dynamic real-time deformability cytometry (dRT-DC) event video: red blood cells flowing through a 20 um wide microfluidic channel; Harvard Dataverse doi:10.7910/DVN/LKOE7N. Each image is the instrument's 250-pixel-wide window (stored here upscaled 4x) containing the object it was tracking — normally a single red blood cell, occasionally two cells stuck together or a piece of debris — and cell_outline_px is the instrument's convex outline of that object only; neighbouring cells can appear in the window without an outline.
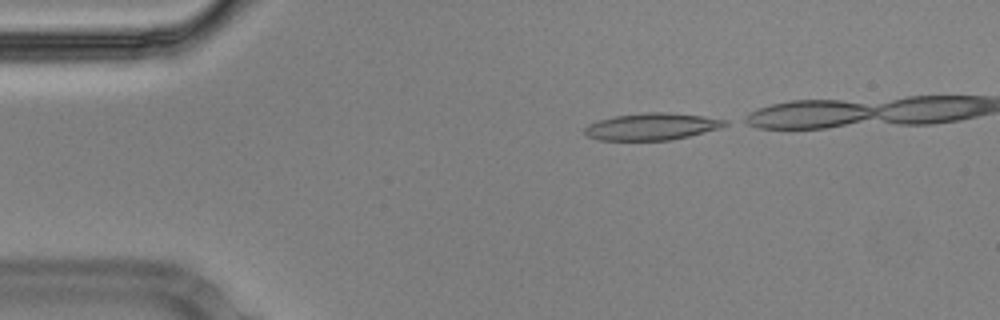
{"species": "Egyptian fruit bat (a non-hibernating species)", "species_latin": "Rousettus aegyptiacus", "temperature_condition": "cold", "stored_images_in_passage": 29, "camera_frame_rate_fps": 3000, "um_per_image_px": 0.085, "animal": {"sex": "male"}, "frame": {"image": 1, "passage_image": 1, "time_ms": 0.0, "image_size_px": [1000, 320], "cell_outline_px": [[728, 124], [720, 128], [688, 136], [668, 140], [596, 140], [588, 136], [584, 132], [584, 128], [588, 124], [600, 120], [616, 116], [648, 112], [664, 112], [700, 116], [728, 120]], "centroid_in_image_um": [55.39, 10.76], "position_along_channel_um": 29.6, "area_um2": 21.73}}
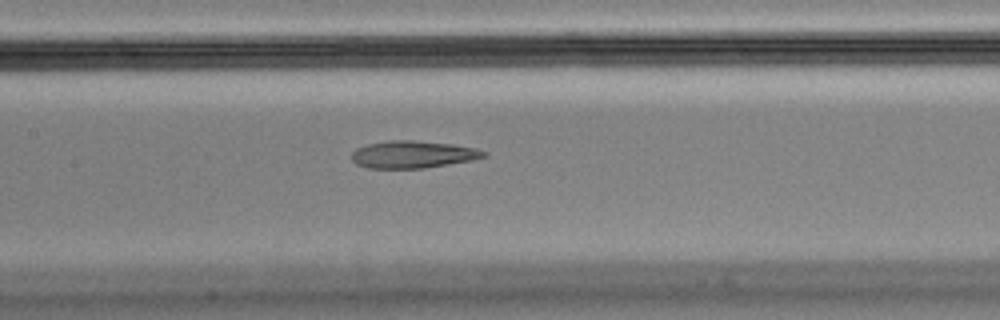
{"frame": {"image": 2, "passage_image": 17, "time_ms": 5.333, "image_size_px": [1000, 320], "cell_outline_px": [[488, 156], [472, 160], [424, 168], [368, 168], [356, 164], [352, 160], [352, 152], [356, 148], [368, 144], [388, 140], [412, 140], [452, 144], [476, 148], [488, 152]], "centroid_in_image_um": [35.1, 13.12], "position_along_channel_um": 172.3, "area_um2": 21.04}}
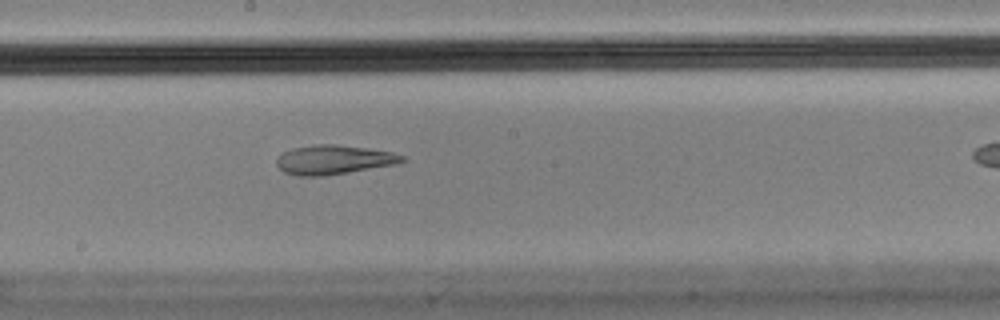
{"frame": {"image": 3, "passage_image": 21, "time_ms": 6.667, "image_size_px": [1000, 320], "cell_outline_px": [[408, 160], [396, 164], [324, 176], [296, 176], [284, 172], [276, 164], [276, 156], [292, 148], [316, 144], [336, 144], [368, 148], [392, 152], [404, 156]], "centroid_in_image_um": [28.35, 13.57], "position_along_channel_um": 219.8, "area_um2": 21.5}}